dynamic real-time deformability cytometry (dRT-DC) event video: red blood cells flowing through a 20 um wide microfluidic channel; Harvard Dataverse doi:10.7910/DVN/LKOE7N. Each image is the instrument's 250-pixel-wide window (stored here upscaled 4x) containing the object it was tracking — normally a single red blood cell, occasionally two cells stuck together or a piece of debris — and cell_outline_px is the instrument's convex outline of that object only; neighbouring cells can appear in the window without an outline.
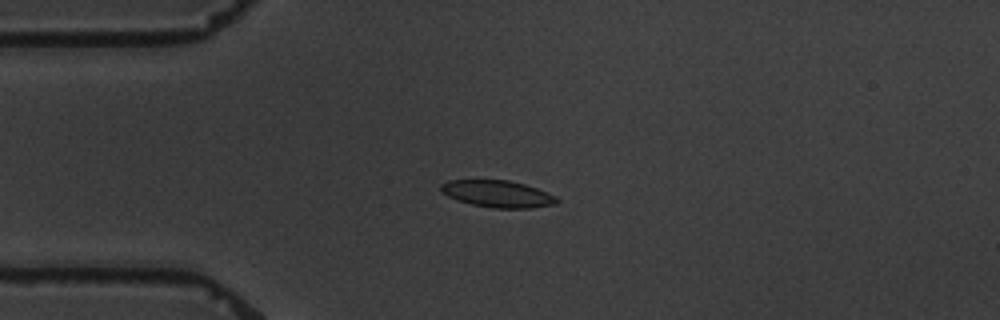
{"species": "common noctule bat (a hibernating species)", "species_latin": "Nyctalus noctula", "temperature_condition": "warm", "stored_images_in_passage": 10, "camera_frame_rate_fps": 3000, "um_per_image_px": 0.085, "animal": {"sex": "male", "body_mass_g": 19.5, "forearm_length_mm": 54.6}, "frame": {"image": 1, "passage_image": 4, "time_ms": 4.333, "image_size_px": [1000, 320], "cell_outline_px": [[560, 200], [556, 204], [528, 208], [492, 208], [472, 204], [448, 196], [440, 192], [440, 184], [448, 180], [508, 180], [524, 184], [536, 188]], "centroid_in_image_um": [42.25, 16.47], "position_along_channel_um": 42.8, "area_um2": 17.92}}
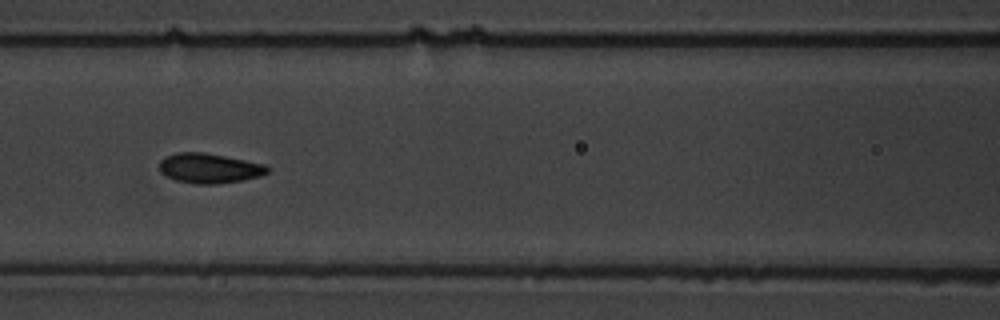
{"frame": {"image": 2, "passage_image": 7, "time_ms": 8.0, "image_size_px": [1000, 320], "cell_outline_px": [[272, 168], [268, 172], [260, 176], [240, 180], [216, 184], [196, 184], [176, 180], [160, 172], [160, 160], [164, 156], [176, 152], [204, 152], [264, 164]], "centroid_in_image_um": [17.78, 14.29], "position_along_channel_um": 148.8, "area_um2": 18.73}}
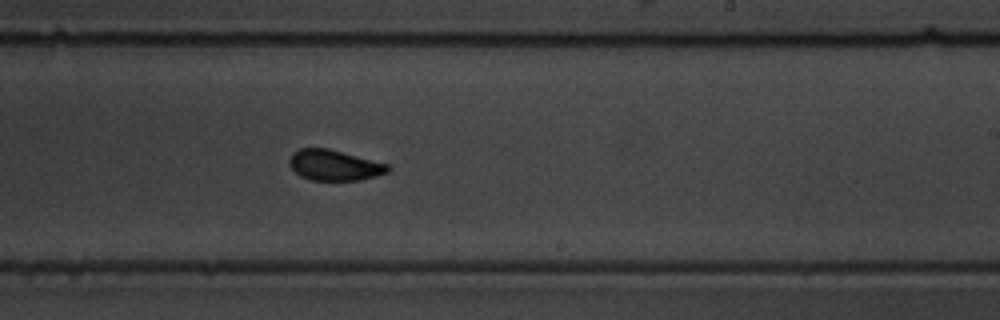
{"frame": {"image": 3, "passage_image": 10, "time_ms": 11.333, "image_size_px": [1000, 320], "cell_outline_px": [[392, 168], [388, 172], [376, 176], [360, 180], [312, 180], [300, 176], [288, 164], [288, 160], [292, 152], [300, 148], [328, 148], [388, 164]], "centroid_in_image_um": [28.4, 14.04], "position_along_channel_um": 260.6, "area_um2": 17.63}}